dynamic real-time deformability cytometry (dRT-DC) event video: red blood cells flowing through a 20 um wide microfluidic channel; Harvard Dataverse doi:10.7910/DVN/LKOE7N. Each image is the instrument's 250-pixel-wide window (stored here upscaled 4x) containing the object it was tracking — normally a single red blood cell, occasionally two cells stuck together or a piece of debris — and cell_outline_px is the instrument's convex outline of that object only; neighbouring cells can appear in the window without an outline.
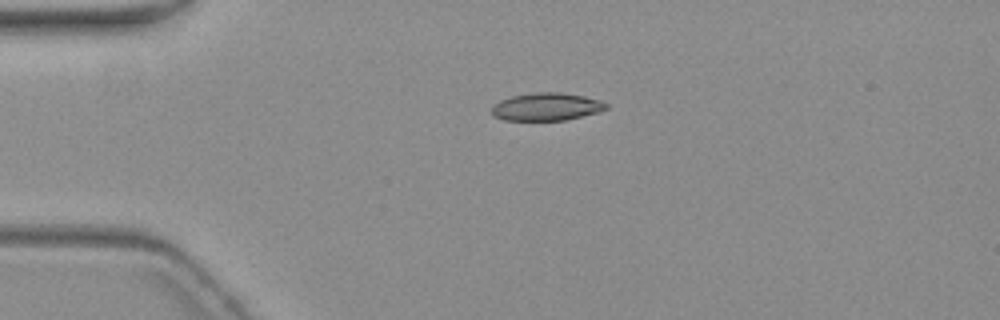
{"species": "common noctule bat (a hibernating species)", "species_latin": "Nyctalus noctula", "temperature_condition": "warm", "stored_images_in_passage": 5, "segment_of_instrument_passage": [1, 2], "camera_frame_rate_fps": 3000, "um_per_image_px": 0.085, "animal": {"sex": "female", "body_mass_g": 19.3, "forearm_length_mm": 54.1}, "frame": {"image": 1, "passage_image": 3, "time_ms": 2.333, "image_size_px": [1000, 320], "cell_outline_px": [[608, 108], [596, 112], [564, 120], [504, 120], [492, 116], [492, 104], [500, 100], [512, 96], [536, 92], [560, 92], [584, 96], [600, 100], [608, 104]], "centroid_in_image_um": [46.41, 9.06], "position_along_channel_um": 38.6, "area_um2": 18.44}}